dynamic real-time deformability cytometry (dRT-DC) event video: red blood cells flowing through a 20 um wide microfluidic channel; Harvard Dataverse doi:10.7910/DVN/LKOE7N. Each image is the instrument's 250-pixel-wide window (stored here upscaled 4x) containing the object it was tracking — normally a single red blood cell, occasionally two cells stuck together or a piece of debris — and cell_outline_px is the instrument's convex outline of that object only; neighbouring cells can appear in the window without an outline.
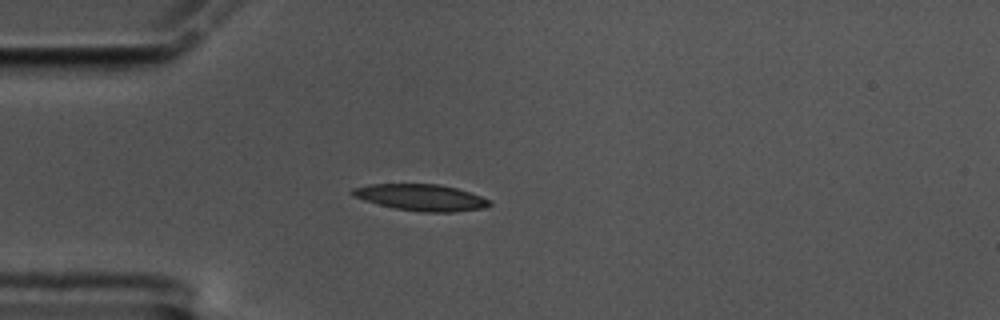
{"species": "common noctule bat (a hibernating species)", "species_latin": "Nyctalus noctula", "temperature_condition": "cold", "stored_images_in_passage": 44, "camera_frame_rate_fps": 3000, "um_per_image_px": 0.085, "animal": {"sex": "male", "body_mass_g": 17.5, "forearm_length_mm": 52.3}, "frame": {"image": 1, "passage_image": 1, "time_ms": 0.0, "image_size_px": [1000, 320], "cell_outline_px": [[492, 204], [484, 208], [452, 212], [424, 212], [396, 208], [364, 200], [352, 196], [348, 192], [352, 188], [368, 184], [440, 184], [456, 188], [492, 200]], "centroid_in_image_um": [35.77, 16.77], "position_along_channel_um": 49.2, "area_um2": 21.1}}
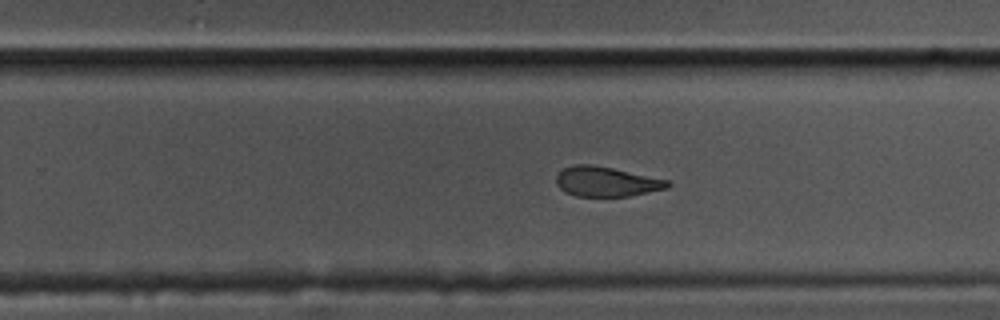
{"frame": {"image": 2, "passage_image": 22, "time_ms": 7.0, "image_size_px": [1000, 320], "cell_outline_px": [[672, 184], [668, 188], [628, 196], [576, 196], [564, 192], [556, 184], [556, 176], [564, 168], [572, 164], [592, 164], [612, 168], [668, 180]], "centroid_in_image_um": [51.51, 15.43], "position_along_channel_um": 278.3, "area_um2": 19.31}}
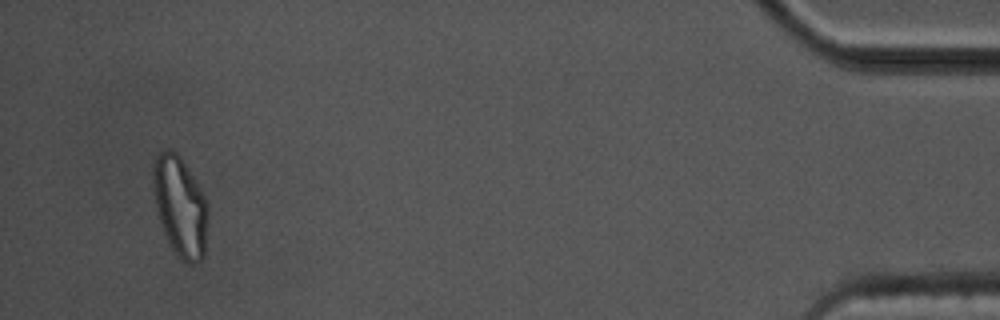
{"frame": {"image": 3, "passage_image": 41, "time_ms": 13.333, "image_size_px": [1000, 320], "cell_outline_px": [[208, 216], [204, 256], [200, 260], [192, 264], [188, 264], [172, 248], [164, 232], [156, 208], [152, 184], [152, 164], [160, 148], [172, 148], [180, 156], [188, 168], [204, 196], [208, 204]], "centroid_in_image_um": [15.29, 17.47], "position_along_channel_um": 419.9, "area_um2": 32.08}, "authors_computed_cell_mechanics": {"area_um2": 21.1259, "velocity_mm_per_s": 3.4418, "shape_relaxation_time_tau1_ms": 11.08, "shape_relaxation_time_tau2_ms": 3.461, "deformation_change_tau1": 0.2645, "deformation_change_tau2": 0.1066}}